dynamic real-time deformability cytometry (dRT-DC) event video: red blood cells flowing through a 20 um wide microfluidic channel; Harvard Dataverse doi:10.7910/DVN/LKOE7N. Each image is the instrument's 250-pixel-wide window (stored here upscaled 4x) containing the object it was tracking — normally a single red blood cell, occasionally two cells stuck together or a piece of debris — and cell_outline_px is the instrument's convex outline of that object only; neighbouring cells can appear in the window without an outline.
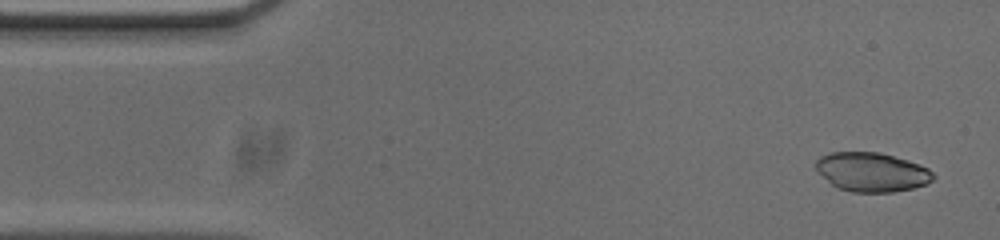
{"species": "common noctule bat (a hibernating species)", "species_latin": "Nyctalus noctula", "temperature_condition": "cold", "stored_images_in_passage": 53, "camera_frame_rate_fps": 3000, "um_per_image_px": 0.085, "animal": {"sex": "male", "body_mass_g": 20.0, "forearm_length_mm": 53.3}, "frame": {"image": 1, "passage_image": 2, "time_ms": 0.333, "image_size_px": [1000, 240], "cell_outline_px": [[936, 176], [928, 184], [912, 188], [892, 192], [852, 192], [836, 188], [816, 168], [816, 160], [820, 156], [832, 152], [880, 152], [908, 160], [928, 168]], "centroid_in_image_um": [74.13, 14.62], "position_along_channel_um": 10.9, "area_um2": 26.7}}
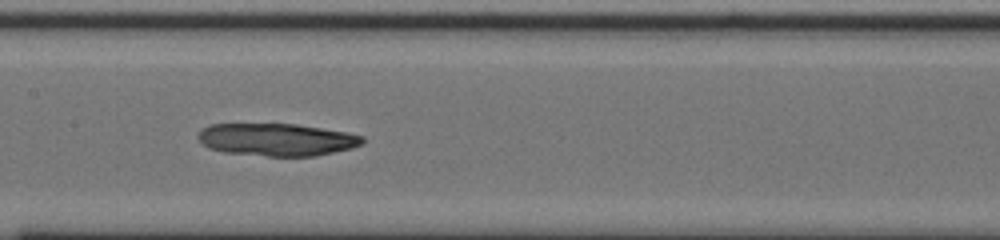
{"frame": {"image": 2, "passage_image": 24, "time_ms": 7.667, "image_size_px": [1000, 240], "cell_outline_px": [[364, 144], [352, 148], [316, 156], [268, 156], [224, 152], [208, 148], [196, 136], [200, 128], [208, 124], [296, 124], [348, 132], [364, 136]], "centroid_in_image_um": [23.53, 11.86], "position_along_channel_um": 183.9, "area_um2": 31.39}}
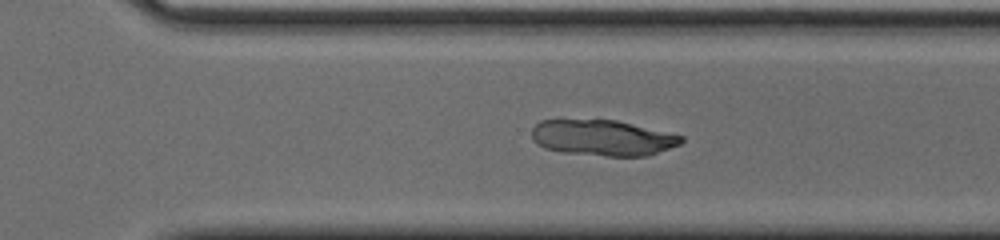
{"frame": {"image": 3, "passage_image": 35, "time_ms": 11.333, "image_size_px": [1000, 240], "cell_outline_px": [[684, 140], [680, 144], [644, 156], [608, 156], [564, 152], [544, 148], [536, 144], [532, 140], [532, 128], [540, 120], [616, 120], [684, 136]], "centroid_in_image_um": [51.18, 11.71], "position_along_channel_um": 319.4, "area_um2": 30.92}}